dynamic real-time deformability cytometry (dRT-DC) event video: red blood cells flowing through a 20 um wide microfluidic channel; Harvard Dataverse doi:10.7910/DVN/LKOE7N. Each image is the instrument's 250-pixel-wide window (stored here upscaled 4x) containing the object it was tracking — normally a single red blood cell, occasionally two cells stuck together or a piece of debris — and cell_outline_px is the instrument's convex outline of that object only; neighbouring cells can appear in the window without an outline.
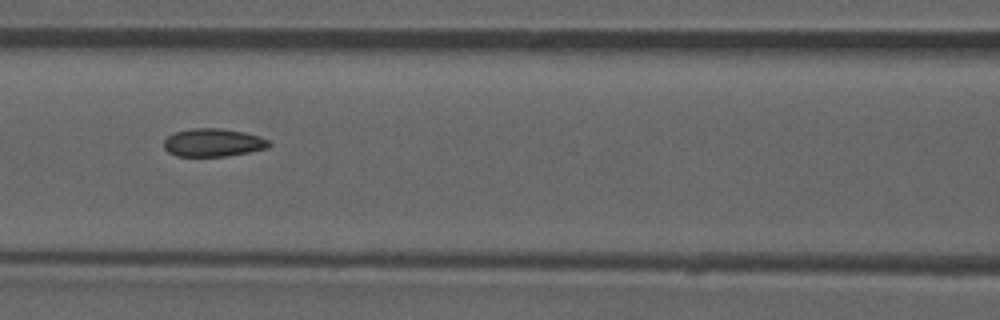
{"species": "common noctule bat (a hibernating species)", "species_latin": "Nyctalus noctula", "temperature_condition": "room temperature", "stored_images_in_passage": 52, "camera_frame_rate_fps": 3000, "um_per_image_px": 0.085, "animal": {"sex": "male", "forearm_length_mm": 52.5}, "frame": {"image": 1, "passage_image": 23, "time_ms": 7.333, "image_size_px": [1000, 320], "cell_outline_px": [[272, 144], [268, 148], [228, 156], [176, 156], [168, 152], [164, 148], [164, 140], [168, 136], [176, 132], [192, 128], [220, 128], [244, 132], [260, 136], [268, 140]], "centroid_in_image_um": [18.13, 12.12], "position_along_channel_um": 148.5, "area_um2": 17.22}, "authors_computed_cell_mechanics": {"area_um2": 17.3111, "velocity_mm_per_s": 3.9638, "shape_relaxation_time_tau1_ms": null, "shape_relaxation_time_tau2_ms": 2.0807, "deformation_change_tau1": null, "deformation_change_tau2": 0.0559}}